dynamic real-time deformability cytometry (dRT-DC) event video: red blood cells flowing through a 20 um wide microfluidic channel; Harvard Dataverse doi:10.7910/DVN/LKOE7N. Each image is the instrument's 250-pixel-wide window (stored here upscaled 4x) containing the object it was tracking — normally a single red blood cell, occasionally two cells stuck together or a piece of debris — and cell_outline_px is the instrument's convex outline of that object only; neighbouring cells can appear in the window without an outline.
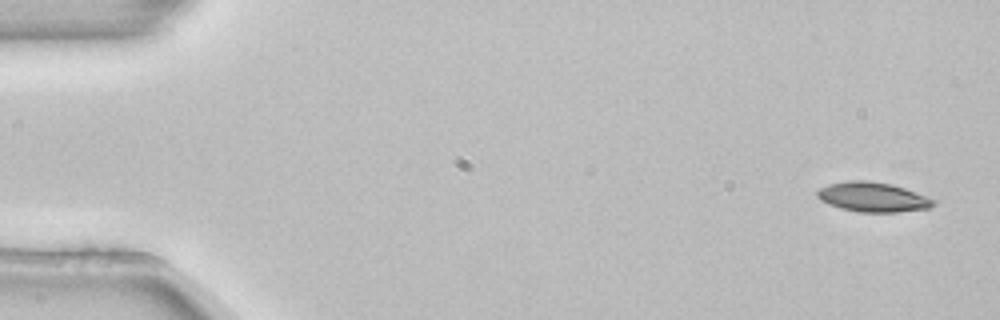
{"species": "common noctule bat (a hibernating species)", "species_latin": "Nyctalus noctula", "temperature_condition": "room temperature", "stored_images_in_passage": 4, "camera_frame_rate_fps": 3000, "um_per_image_px": 0.085, "animal": {"sex": "female", "body_mass_g": 22.7, "forearm_length_mm": 54.2}, "frame": {"image": 1, "passage_image": 1, "time_ms": 0.0, "image_size_px": [1000, 320], "cell_outline_px": [[936, 204], [928, 208], [896, 212], [860, 212], [840, 208], [828, 204], [820, 200], [816, 196], [816, 192], [820, 188], [828, 184], [848, 180], [868, 180], [892, 184], [904, 188], [936, 200]], "centroid_in_image_um": [74.16, 16.74], "position_along_channel_um": 10.8, "area_um2": 20.11}}
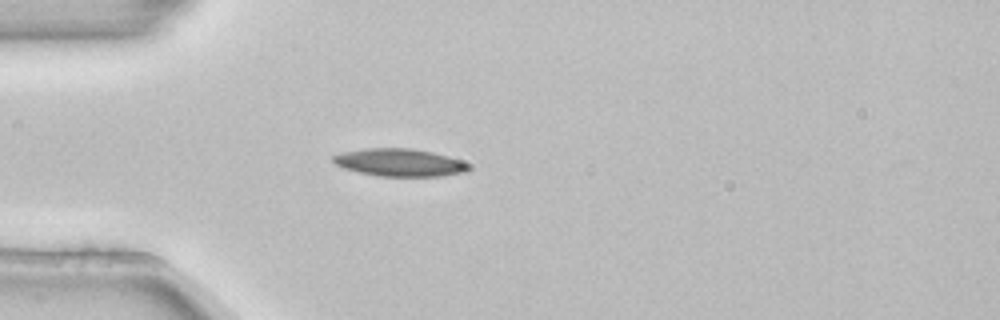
{"frame": {"image": 2, "passage_image": 4, "time_ms": 1.0, "image_size_px": [1000, 320], "cell_outline_px": [[472, 168], [464, 172], [440, 176], [380, 176], [360, 172], [344, 168], [336, 164], [332, 160], [332, 156], [340, 152], [364, 148], [412, 148], [432, 152], [448, 156], [468, 164]], "centroid_in_image_um": [33.94, 13.8], "position_along_channel_um": 51.1, "area_um2": 21.73}}